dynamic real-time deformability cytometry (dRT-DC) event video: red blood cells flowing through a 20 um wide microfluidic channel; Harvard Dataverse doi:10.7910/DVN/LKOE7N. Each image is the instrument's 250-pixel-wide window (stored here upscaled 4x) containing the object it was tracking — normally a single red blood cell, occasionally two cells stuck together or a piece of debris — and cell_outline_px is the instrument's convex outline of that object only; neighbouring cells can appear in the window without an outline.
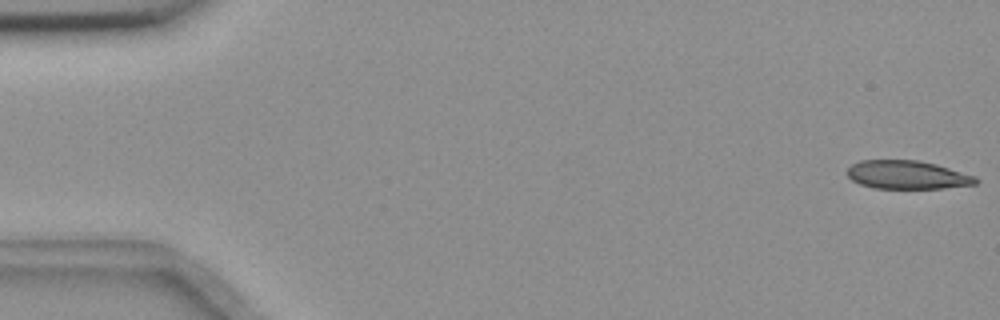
{"species": "common noctule bat (a hibernating species)", "species_latin": "Nyctalus noctula", "temperature_condition": "room temperature", "stored_images_in_passage": 55, "camera_frame_rate_fps": 3000, "um_per_image_px": 0.085, "animal": {"sex": "female", "body_mass_g": 18.4}, "frame": {"image": 1, "passage_image": 1, "time_ms": 0.0, "image_size_px": [1000, 320], "cell_outline_px": [[980, 180], [976, 184], [944, 188], [872, 188], [860, 184], [852, 180], [848, 176], [848, 168], [852, 164], [860, 160], [916, 160], [936, 164], [976, 176]], "centroid_in_image_um": [77.13, 14.86], "position_along_channel_um": 7.9, "area_um2": 21.27}}
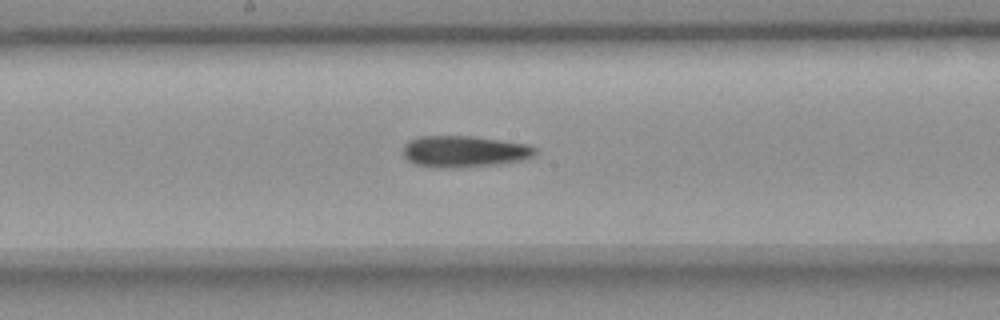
{"frame": {"image": 2, "passage_image": 29, "time_ms": 9.333, "image_size_px": [1000, 320], "cell_outline_px": [[536, 152], [532, 156], [524, 160], [500, 164], [460, 168], [432, 168], [412, 164], [404, 156], [404, 144], [408, 140], [420, 136], [472, 136], [528, 144], [536, 148]], "centroid_in_image_um": [39.44, 12.89], "position_along_channel_um": 208.8, "area_um2": 24.62}}
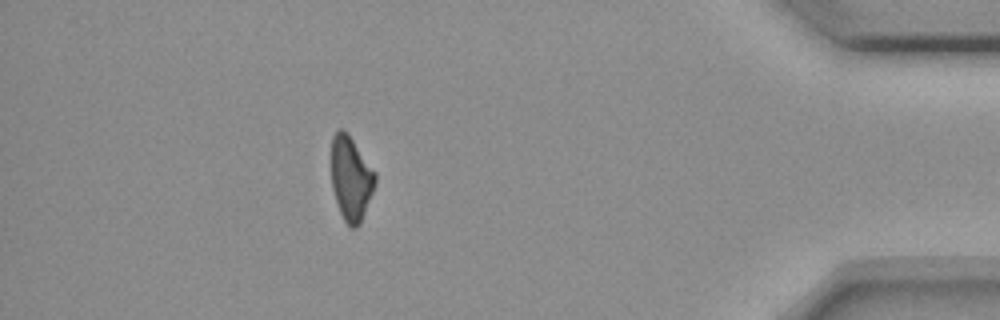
{"frame": {"image": 3, "passage_image": 49, "time_ms": 16.0, "image_size_px": [1000, 320], "cell_outline_px": [[376, 184], [360, 224], [356, 228], [348, 228], [340, 212], [332, 188], [332, 136], [340, 128], [344, 128], [348, 132], [376, 172]], "centroid_in_image_um": [29.84, 15.16], "position_along_channel_um": 405.4, "area_um2": 21.73}}